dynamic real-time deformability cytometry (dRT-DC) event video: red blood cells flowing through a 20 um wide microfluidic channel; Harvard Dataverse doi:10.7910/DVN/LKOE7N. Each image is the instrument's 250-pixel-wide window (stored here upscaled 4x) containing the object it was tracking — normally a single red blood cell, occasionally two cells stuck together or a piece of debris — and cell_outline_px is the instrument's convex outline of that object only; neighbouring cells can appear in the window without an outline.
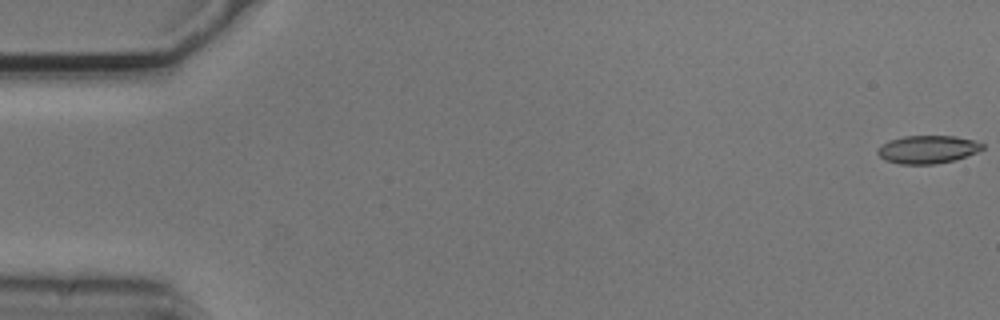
{"species": "common noctule bat (a hibernating species)", "species_latin": "Nyctalus noctula", "temperature_condition": "cold", "stored_images_in_passage": 55, "camera_frame_rate_fps": 3000, "um_per_image_px": 0.085, "animal": {"sex": "male", "body_mass_g": 20.5, "forearm_length_mm": 52.5}, "frame": {"image": 1, "passage_image": 1, "time_ms": 0.0, "image_size_px": [1000, 320], "cell_outline_px": [[980, 148], [972, 152], [948, 160], [892, 160], [884, 156], [880, 152], [888, 144], [896, 140], [916, 136], [944, 136], [968, 140]], "centroid_in_image_um": [78.89, 12.62], "position_along_channel_um": 6.1, "area_um2": 13.41}}
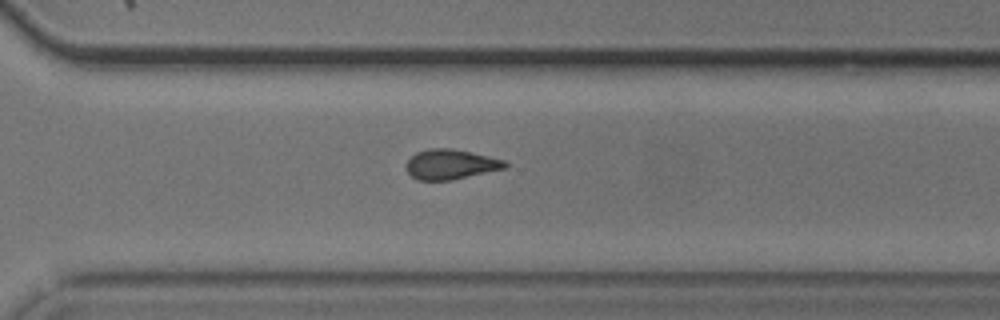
{"frame": {"image": 2, "passage_image": 39, "time_ms": 12.667, "image_size_px": [1000, 320], "cell_outline_px": [[504, 164], [500, 168], [444, 180], [424, 180], [416, 176], [408, 168], [408, 164], [412, 156], [420, 152], [464, 152], [496, 160]], "centroid_in_image_um": [38.21, 14.03], "position_along_channel_um": 332.4, "area_um2": 14.16}}
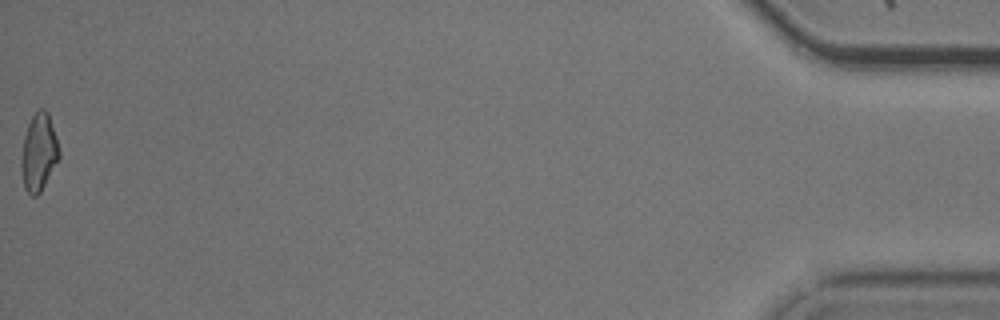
{"frame": {"image": 3, "passage_image": 55, "time_ms": 18.0, "image_size_px": [1000, 320], "cell_outline_px": [[56, 160], [40, 188], [36, 192], [24, 180], [24, 144], [28, 128], [32, 120], [48, 116], [56, 140]], "centroid_in_image_um": [3.32, 12.94], "position_along_channel_um": 431.9, "area_um2": 13.18}, "authors_computed_cell_mechanics": {"area_um2": 13.7564, "velocity_mm_per_s": 3.7296, "shape_relaxation_time_tau1_ms": null, "shape_relaxation_time_tau2_ms": 4.0659, "deformation_change_tau1": null, "deformation_change_tau2": 0.1326}}